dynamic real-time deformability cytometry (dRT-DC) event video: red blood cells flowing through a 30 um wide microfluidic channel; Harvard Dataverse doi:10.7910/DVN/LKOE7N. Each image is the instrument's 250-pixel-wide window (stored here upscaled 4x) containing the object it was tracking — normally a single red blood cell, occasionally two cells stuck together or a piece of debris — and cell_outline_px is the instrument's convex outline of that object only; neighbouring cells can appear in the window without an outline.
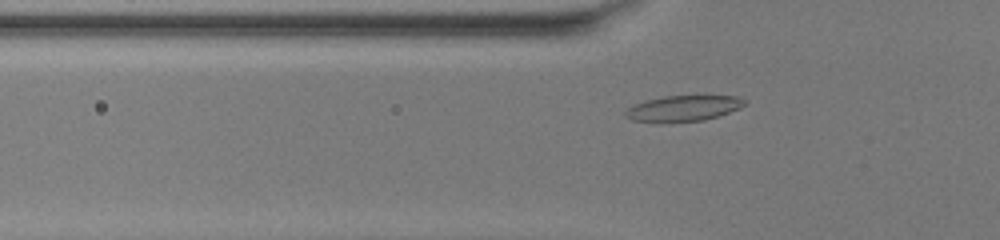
{"species": "common noctule bat (a hibernating species)", "species_latin": "Nyctalus noctula", "temperature_condition": "warm", "stored_images_in_passage": 43, "camera_frame_rate_fps": 3000, "um_per_image_px": 0.085, "animal": {"sex": "female", "body_mass_g": 20.0, "forearm_length_mm": 54.0}, "frame": {"image": 1, "passage_image": 10, "time_ms": 3.0, "image_size_px": [1000, 240], "cell_outline_px": [[748, 104], [740, 108], [704, 120], [664, 124], [660, 124], [632, 120], [624, 116], [624, 112], [628, 108], [636, 104], [648, 100], [664, 96], [740, 96]], "centroid_in_image_um": [58.05, 9.24], "position_along_channel_um": 67.7, "area_um2": 18.15}}
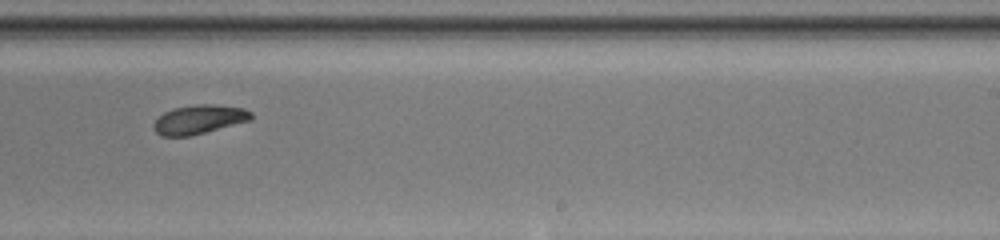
{"frame": {"image": 2, "passage_image": 25, "time_ms": 8.0, "image_size_px": [1000, 240], "cell_outline_px": [[252, 120], [188, 136], [160, 136], [152, 128], [152, 124], [164, 112], [172, 108], [196, 104], [212, 104], [244, 108], [252, 112]], "centroid_in_image_um": [16.9, 10.14], "position_along_channel_um": 272.1, "area_um2": 16.47}}
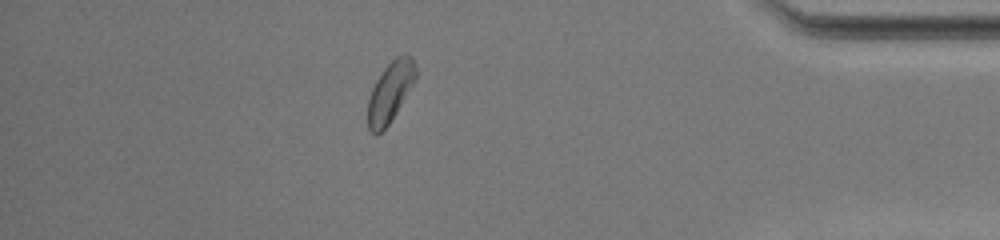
{"frame": {"image": 3, "passage_image": 37, "time_ms": 12.0, "image_size_px": [1000, 240], "cell_outline_px": [[416, 80], [396, 112], [388, 124], [376, 136], [368, 128], [368, 100], [372, 88], [376, 80], [384, 68], [396, 56], [404, 52], [412, 56], [416, 68]], "centroid_in_image_um": [33.18, 7.77], "position_along_channel_um": 402.0, "area_um2": 16.76}, "authors_computed_cell_mechanics": {"area_um2": 17.1088, "velocity_mm_per_s": 4.1237, "shape_relaxation_time_tau1_ms": 2.8798, "shape_relaxation_time_tau2_ms": null, "deformation_change_tau1": 0.1221, "deformation_change_tau2": null}}